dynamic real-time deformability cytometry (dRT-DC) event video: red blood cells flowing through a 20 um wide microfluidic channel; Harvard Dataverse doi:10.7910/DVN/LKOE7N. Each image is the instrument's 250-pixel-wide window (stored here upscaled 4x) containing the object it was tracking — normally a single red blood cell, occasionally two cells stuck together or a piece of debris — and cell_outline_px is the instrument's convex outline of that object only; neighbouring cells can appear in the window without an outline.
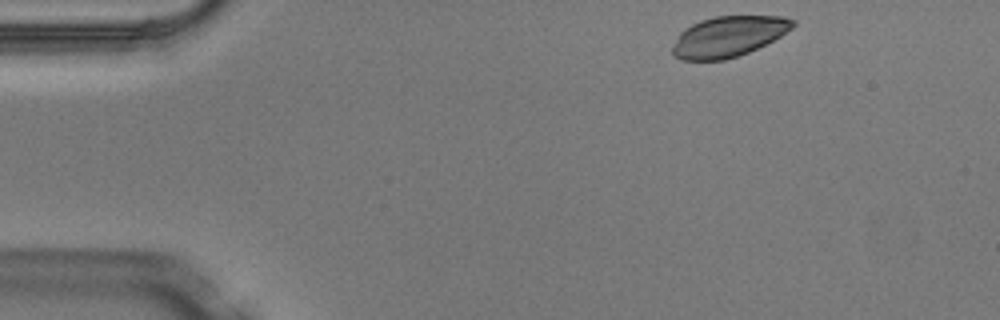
{"species": "Egyptian fruit bat (a non-hibernating species)", "species_latin": "Rousettus aegyptiacus", "temperature_condition": "warm", "stored_images_in_passage": 3, "camera_frame_rate_fps": 3000, "um_per_image_px": 0.085, "animal": {"sex": "male"}, "frame": {"image": 1, "passage_image": 1, "time_ms": 0.0, "image_size_px": [1000, 320], "cell_outline_px": [[796, 24], [792, 28], [780, 36], [748, 52], [724, 60], [680, 60], [672, 52], [672, 48], [680, 32], [684, 28], [700, 20], [716, 16], [784, 16], [796, 20]], "centroid_in_image_um": [61.91, 3.09], "position_along_channel_um": 23.1, "area_um2": 28.26}}